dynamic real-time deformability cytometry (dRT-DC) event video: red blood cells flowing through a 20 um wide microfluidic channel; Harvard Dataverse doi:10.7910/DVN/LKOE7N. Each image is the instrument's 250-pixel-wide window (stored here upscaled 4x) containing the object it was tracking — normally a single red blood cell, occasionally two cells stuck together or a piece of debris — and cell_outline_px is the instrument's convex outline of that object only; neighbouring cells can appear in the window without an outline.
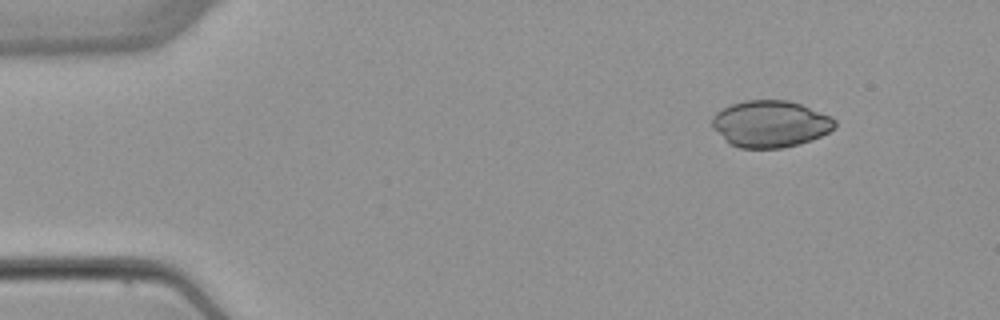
{"species": "common noctule bat (a hibernating species)", "species_latin": "Nyctalus noctula", "temperature_condition": "warm", "stored_images_in_passage": 4, "camera_frame_rate_fps": 3000, "um_per_image_px": 0.085, "animal": {"sex": "female", "body_mass_g": 22.7, "forearm_length_mm": 54.2}, "frame": {"image": 1, "passage_image": 1, "time_ms": 0.0, "image_size_px": [1000, 320], "cell_outline_px": [[836, 128], [812, 140], [800, 144], [780, 148], [740, 148], [728, 144], [712, 128], [712, 116], [716, 112], [732, 104], [744, 100], [788, 100], [800, 104], [832, 116], [836, 120]], "centroid_in_image_um": [65.48, 10.53], "position_along_channel_um": 19.5, "area_um2": 33.7}}